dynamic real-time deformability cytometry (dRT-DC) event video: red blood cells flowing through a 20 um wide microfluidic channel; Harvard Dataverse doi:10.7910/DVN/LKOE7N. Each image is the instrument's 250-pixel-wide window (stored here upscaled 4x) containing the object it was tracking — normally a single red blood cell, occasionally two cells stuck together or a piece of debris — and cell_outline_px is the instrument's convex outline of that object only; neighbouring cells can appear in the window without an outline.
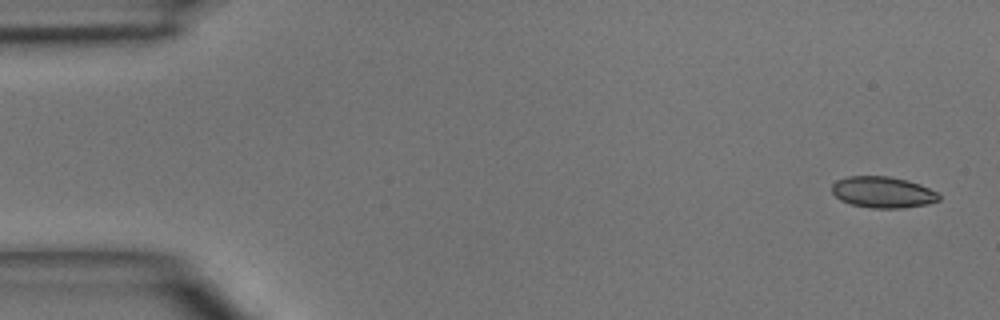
{"species": "common noctule bat (a hibernating species)", "species_latin": "Nyctalus noctula", "temperature_condition": "room temperature", "stored_images_in_passage": 5, "camera_frame_rate_fps": 3000, "um_per_image_px": 0.085, "animal": {"sex": "male", "body_mass_g": 15.6}, "frame": {"image": 1, "passage_image": 1, "time_ms": 0.0, "image_size_px": [1000, 320], "cell_outline_px": [[940, 200], [928, 204], [904, 208], [872, 208], [852, 204], [840, 200], [832, 192], [832, 184], [836, 180], [848, 176], [888, 176], [908, 180], [920, 184], [936, 192], [940, 196]], "centroid_in_image_um": [75.04, 16.33], "position_along_channel_um": 10.0, "area_um2": 19.54}}